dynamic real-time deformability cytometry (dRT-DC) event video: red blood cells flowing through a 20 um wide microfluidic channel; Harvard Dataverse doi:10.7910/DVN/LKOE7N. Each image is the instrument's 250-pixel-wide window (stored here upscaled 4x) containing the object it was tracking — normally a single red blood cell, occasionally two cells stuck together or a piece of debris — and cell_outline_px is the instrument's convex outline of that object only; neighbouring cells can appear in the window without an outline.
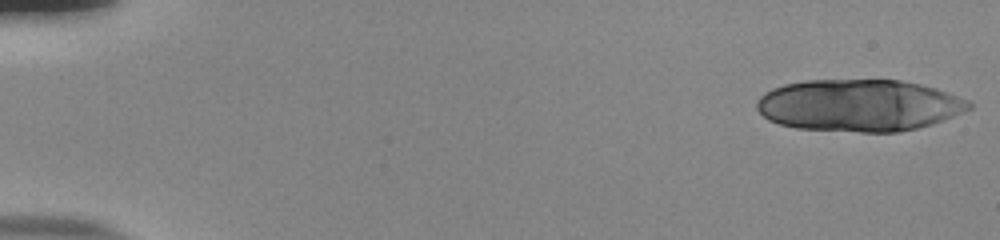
{"species": "human", "species_latin": "Homo sapiens", "temperature_condition": "room temperature", "stored_images_in_passage": 17, "camera_frame_rate_fps": 3000, "um_per_image_px": 0.085, "donor": {"sex": "male"}, "frame": {"image": 1, "passage_image": 1, "time_ms": 0.0, "image_size_px": [1000, 240], "cell_outline_px": [[972, 108], [932, 124], [916, 128], [896, 132], [860, 132], [796, 128], [780, 124], [768, 120], [756, 108], [756, 104], [760, 96], [764, 92], [772, 88], [784, 84], [804, 80], [900, 80], [920, 84], [936, 88], [968, 100], [972, 104]], "centroid_in_image_um": [72.99, 8.95], "position_along_channel_um": 12.0, "area_um2": 64.27}}